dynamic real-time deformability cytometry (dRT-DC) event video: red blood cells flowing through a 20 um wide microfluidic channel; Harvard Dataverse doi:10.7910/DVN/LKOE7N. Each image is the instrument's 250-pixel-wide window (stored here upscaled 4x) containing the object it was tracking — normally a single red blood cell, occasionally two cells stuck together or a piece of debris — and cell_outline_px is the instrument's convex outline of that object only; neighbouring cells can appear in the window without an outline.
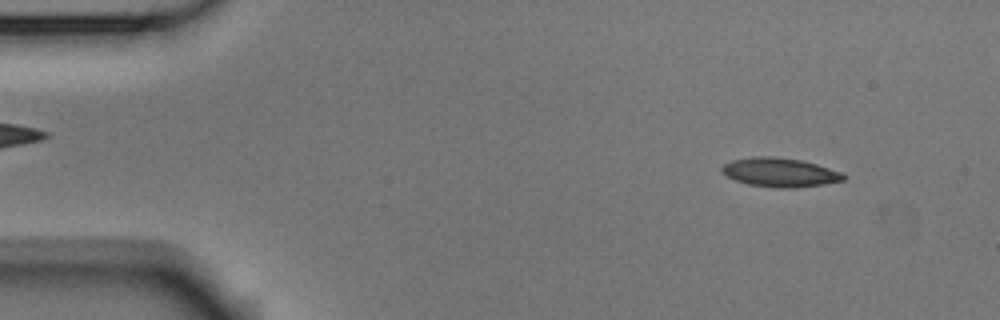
{"species": "Egyptian fruit bat (a non-hibernating species)", "species_latin": "Rousettus aegyptiacus", "temperature_condition": "room temperature", "stored_images_in_passage": 53, "camera_frame_rate_fps": 3000, "um_per_image_px": 0.085, "animal": {"sex": "male"}, "frame": {"image": 1, "passage_image": 6, "time_ms": 1.667, "image_size_px": [1000, 320], "cell_outline_px": [[844, 180], [824, 184], [796, 188], [780, 188], [748, 184], [736, 180], [720, 172], [720, 168], [724, 164], [732, 160], [752, 156], [772, 156], [800, 160], [816, 164], [840, 172], [844, 176]], "centroid_in_image_um": [66.24, 14.65], "position_along_channel_um": 18.8, "area_um2": 20.4}}
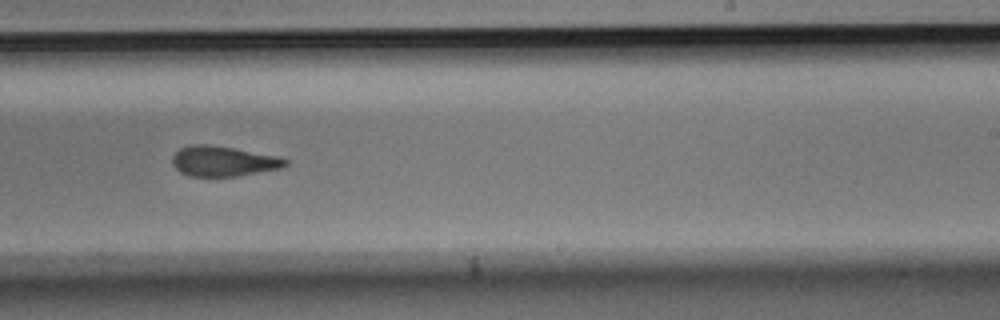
{"frame": {"image": 2, "passage_image": 33, "time_ms": 10.667, "image_size_px": [1000, 320], "cell_outline_px": [[288, 164], [280, 168], [236, 176], [188, 176], [180, 172], [172, 164], [172, 156], [180, 148], [192, 144], [208, 144], [280, 156], [288, 160]], "centroid_in_image_um": [18.96, 13.7], "position_along_channel_um": 270.0, "area_um2": 19.83}}
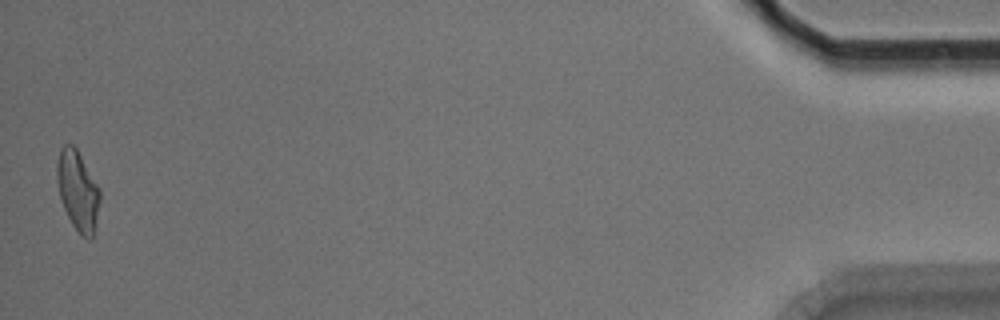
{"frame": {"image": 3, "passage_image": 53, "time_ms": 17.333, "image_size_px": [1000, 320], "cell_outline_px": [[100, 200], [92, 240], [88, 240], [80, 236], [72, 224], [64, 208], [60, 196], [56, 180], [56, 164], [60, 148], [64, 144], [72, 144], [76, 148], [100, 188]], "centroid_in_image_um": [6.6, 16.21], "position_along_channel_um": 428.6, "area_um2": 20.06}, "authors_computed_cell_mechanics": {"area_um2": 20.1722, "velocity_mm_per_s": 3.7696, "shape_relaxation_time_tau1_ms": 8.3884, "shape_relaxation_time_tau2_ms": 1.3225, "deformation_change_tau1": 0.1747, "deformation_change_tau2": 0.0826}}